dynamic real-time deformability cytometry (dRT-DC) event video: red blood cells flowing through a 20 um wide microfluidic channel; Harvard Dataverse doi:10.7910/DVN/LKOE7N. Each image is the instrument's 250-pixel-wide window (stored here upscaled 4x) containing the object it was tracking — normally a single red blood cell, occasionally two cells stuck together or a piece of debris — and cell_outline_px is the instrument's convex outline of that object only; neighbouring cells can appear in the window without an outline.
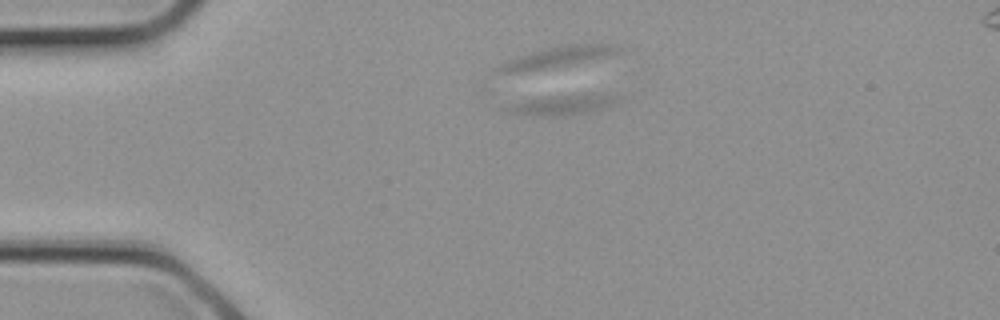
{"species": "common noctule bat (a hibernating species)", "species_latin": "Nyctalus noctula", "temperature_condition": "cold", "stored_images_in_passage": 2, "segment_of_instrument_passage": [1, 2], "camera_frame_rate_fps": 3000, "um_per_image_px": 0.085, "animal": {"sex": "female", "body_mass_g": 21.9}, "frame": {"image": 1, "passage_image": 1, "time_ms": 0.0, "image_size_px": [1000, 320], "cell_outline_px": [[624, 96], [620, 104], [588, 112], [564, 116], [544, 116], [512, 112], [504, 108], [512, 104], [532, 100], [556, 96]], "centroid_in_image_um": [47.98, 8.95], "position_along_channel_um": 37.0, "area_um2": 12.08}}